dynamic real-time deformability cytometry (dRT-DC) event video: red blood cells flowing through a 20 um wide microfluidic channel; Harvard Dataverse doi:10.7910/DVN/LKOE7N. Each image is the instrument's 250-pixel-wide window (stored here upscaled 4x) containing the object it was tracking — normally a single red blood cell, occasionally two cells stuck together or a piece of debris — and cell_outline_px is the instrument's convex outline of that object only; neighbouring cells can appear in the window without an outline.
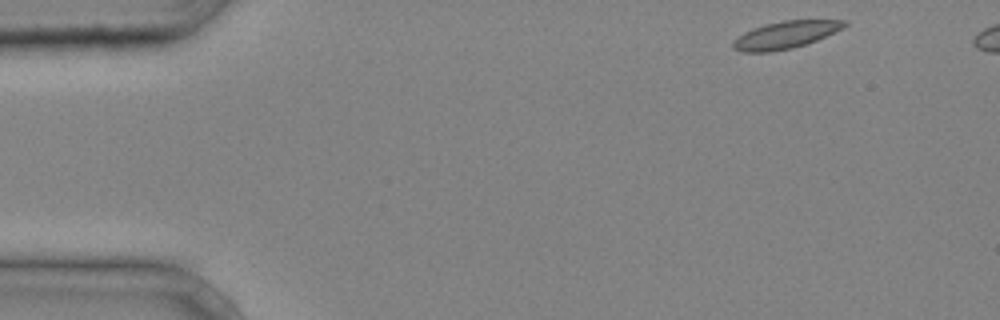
{"species": "common noctule bat (a hibernating species)", "species_latin": "Nyctalus noctula", "temperature_condition": "cold", "stored_images_in_passage": 34, "camera_frame_rate_fps": 3000, "um_per_image_px": 0.085, "animal": {"sex": "male", "body_mass_g": 20.4}, "frame": {"image": 1, "passage_image": 1, "time_ms": 0.0, "image_size_px": [1000, 320], "cell_outline_px": [[848, 24], [816, 40], [792, 48], [772, 52], [740, 52], [732, 48], [732, 44], [744, 32], [752, 28], [764, 24], [784, 20], [848, 20]], "centroid_in_image_um": [66.72, 2.96], "position_along_channel_um": 18.3, "area_um2": 17.46}}
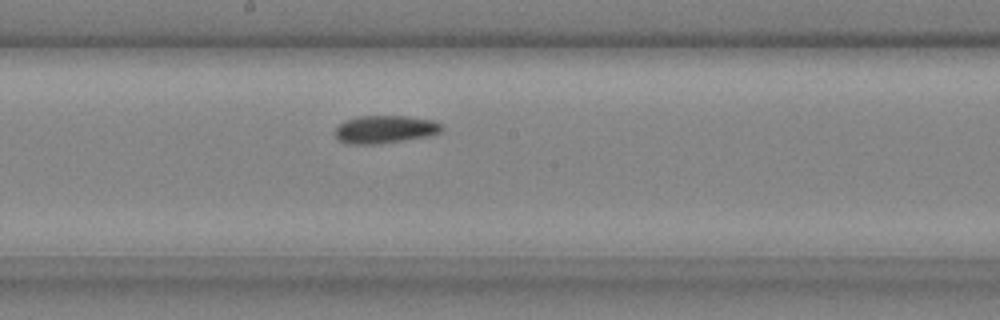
{"frame": {"image": 2, "passage_image": 20, "time_ms": 6.333, "image_size_px": [1000, 320], "cell_outline_px": [[444, 128], [440, 132], [432, 136], [376, 144], [348, 144], [340, 140], [336, 136], [336, 128], [344, 120], [356, 116], [408, 116], [432, 120], [444, 124]], "centroid_in_image_um": [32.77, 10.99], "position_along_channel_um": 215.4, "area_um2": 17.46}}
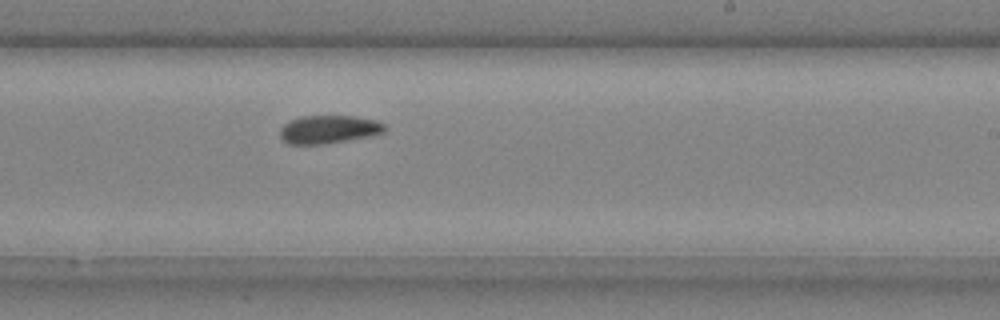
{"frame": {"image": 3, "passage_image": 23, "time_ms": 7.333, "image_size_px": [1000, 320], "cell_outline_px": [[388, 128], [384, 132], [372, 136], [328, 144], [288, 144], [280, 136], [280, 128], [284, 124], [300, 116], [352, 116], [376, 120], [384, 124]], "centroid_in_image_um": [27.98, 11.01], "position_along_channel_um": 261.0, "area_um2": 17.34}}